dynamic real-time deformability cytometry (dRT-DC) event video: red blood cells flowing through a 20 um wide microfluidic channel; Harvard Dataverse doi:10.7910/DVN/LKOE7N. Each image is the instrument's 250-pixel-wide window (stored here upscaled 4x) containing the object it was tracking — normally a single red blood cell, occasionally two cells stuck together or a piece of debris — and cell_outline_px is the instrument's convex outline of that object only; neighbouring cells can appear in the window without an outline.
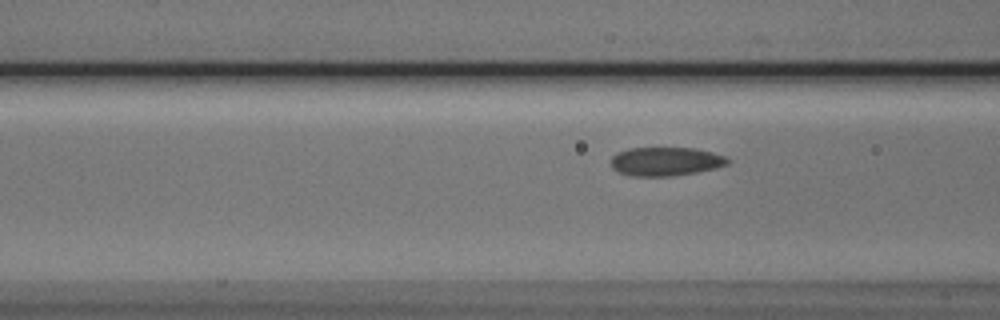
{"species": "Egyptian fruit bat (a non-hibernating species)", "species_latin": "Rousettus aegyptiacus", "temperature_condition": "cold", "stored_images_in_passage": 6, "camera_frame_rate_fps": 3000, "um_per_image_px": 0.085, "animal": {"sex": "male"}, "frame": {"image": 1, "passage_image": 3, "time_ms": 3.333, "image_size_px": [1000, 320], "cell_outline_px": [[732, 160], [728, 164], [716, 168], [696, 172], [672, 176], [628, 176], [616, 172], [612, 168], [612, 156], [628, 148], [696, 148], [712, 152], [724, 156]], "centroid_in_image_um": [56.59, 13.73], "position_along_channel_um": 110.0, "area_um2": 19.65}}
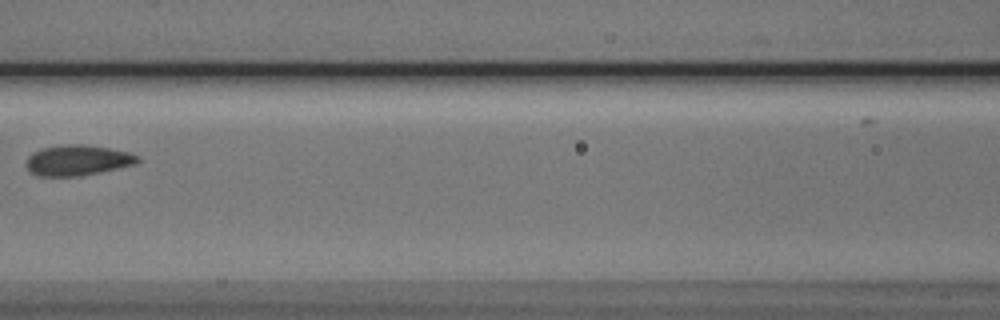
{"frame": {"image": 2, "passage_image": 4, "time_ms": 4.667, "image_size_px": [1000, 320], "cell_outline_px": [[140, 160], [136, 164], [100, 172], [80, 176], [36, 176], [28, 168], [28, 156], [32, 152], [40, 148], [68, 144], [84, 144], [108, 148], [128, 152], [140, 156]], "centroid_in_image_um": [6.61, 13.62], "position_along_channel_um": 160.0, "area_um2": 19.77}}
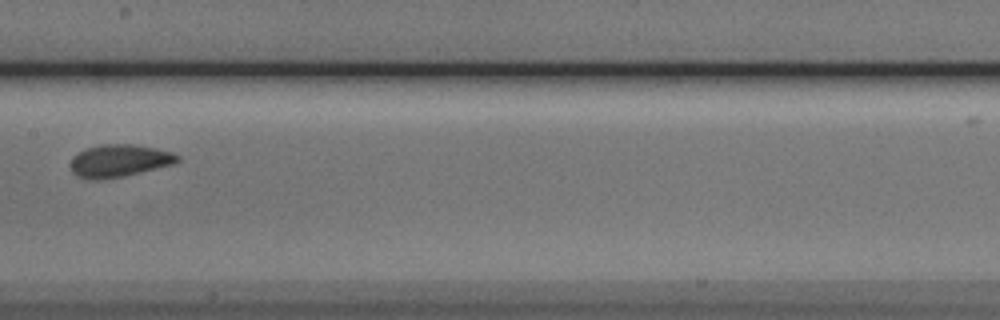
{"frame": {"image": 3, "passage_image": 5, "time_ms": 5.667, "image_size_px": [1000, 320], "cell_outline_px": [[180, 160], [172, 164], [120, 176], [100, 180], [88, 180], [76, 176], [72, 172], [72, 156], [88, 148], [100, 144], [132, 144], [156, 148], [172, 152], [180, 156]], "centroid_in_image_um": [10.11, 13.65], "position_along_channel_um": 197.3, "area_um2": 19.94}}